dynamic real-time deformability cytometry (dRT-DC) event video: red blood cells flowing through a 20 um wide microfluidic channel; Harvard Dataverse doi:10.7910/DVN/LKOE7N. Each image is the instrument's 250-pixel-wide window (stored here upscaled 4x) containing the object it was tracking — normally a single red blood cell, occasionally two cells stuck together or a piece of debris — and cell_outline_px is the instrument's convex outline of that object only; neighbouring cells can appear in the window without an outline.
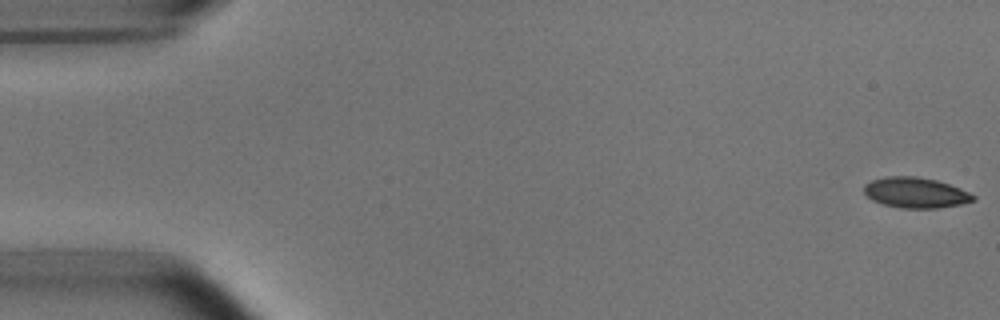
{"species": "common noctule bat (a hibernating species)", "species_latin": "Nyctalus noctula", "temperature_condition": "room temperature", "stored_images_in_passage": 53, "camera_frame_rate_fps": 3000, "um_per_image_px": 0.085, "animal": {"sex": "male", "body_mass_g": 15.6}, "frame": {"image": 1, "passage_image": 1, "time_ms": 0.0, "image_size_px": [1000, 320], "cell_outline_px": [[976, 200], [960, 204], [936, 208], [900, 208], [884, 204], [872, 200], [864, 192], [864, 184], [872, 180], [888, 176], [916, 176], [936, 180], [960, 188], [976, 196]], "centroid_in_image_um": [77.82, 16.37], "position_along_channel_um": 7.2, "area_um2": 19.31}}
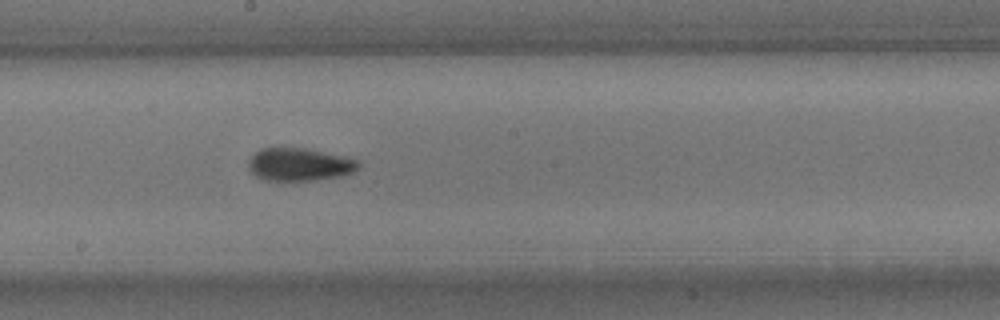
{"frame": {"image": 2, "passage_image": 29, "time_ms": 9.333, "image_size_px": [1000, 320], "cell_outline_px": [[360, 168], [352, 172], [340, 176], [316, 180], [264, 180], [256, 176], [248, 168], [248, 160], [260, 148], [300, 148], [340, 156], [356, 160], [360, 164]], "centroid_in_image_um": [25.41, 13.99], "position_along_channel_um": 222.8, "area_um2": 20.63}}
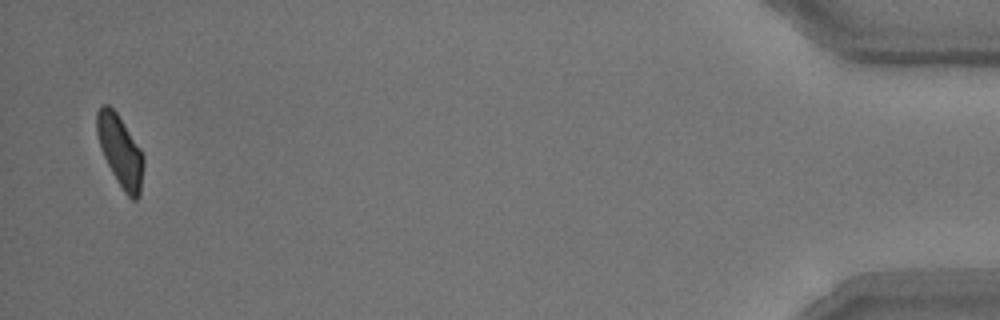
{"frame": {"image": 3, "passage_image": 52, "time_ms": 17.0, "image_size_px": [1000, 320], "cell_outline_px": [[144, 164], [140, 196], [136, 200], [132, 200], [124, 192], [112, 172], [104, 156], [96, 132], [96, 112], [100, 104], [108, 104], [116, 112], [140, 148], [144, 156]], "centroid_in_image_um": [10.22, 12.83], "position_along_channel_um": 425.0, "area_um2": 19.31}, "authors_computed_cell_mechanics": {"area_um2": 20.1144, "velocity_mm_per_s": 3.7628, "shape_relaxation_time_tau1_ms": 4.073, "shape_relaxation_time_tau2_ms": 1.7752, "deformation_change_tau1": 0.1261, "deformation_change_tau2": 0.066}}